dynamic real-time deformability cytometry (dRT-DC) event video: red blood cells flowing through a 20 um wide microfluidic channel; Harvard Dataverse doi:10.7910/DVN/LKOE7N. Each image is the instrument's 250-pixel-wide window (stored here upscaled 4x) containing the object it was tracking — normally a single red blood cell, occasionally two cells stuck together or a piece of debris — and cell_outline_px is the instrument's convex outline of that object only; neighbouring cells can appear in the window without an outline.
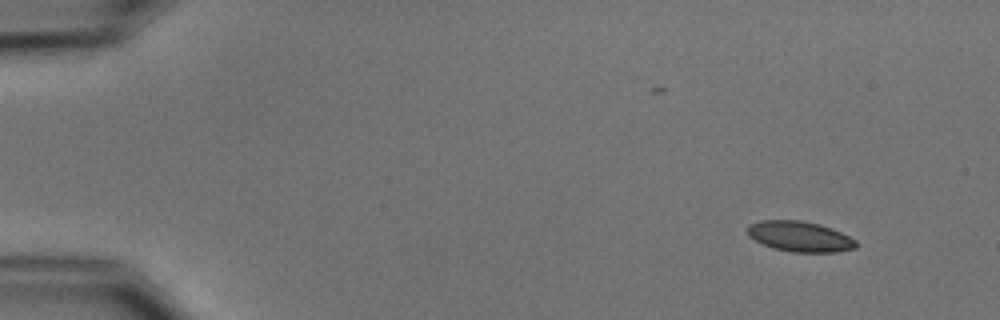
{"species": "common noctule bat (a hibernating species)", "species_latin": "Nyctalus noctula", "temperature_condition": "cold", "stored_images_in_passage": 5, "camera_frame_rate_fps": 3000, "um_per_image_px": 0.085, "animal": {"sex": "male", "body_mass_g": 15.6}, "frame": {"image": 1, "passage_image": 1, "time_ms": 0.0, "image_size_px": [1000, 320], "cell_outline_px": [[856, 248], [836, 252], [792, 252], [772, 248], [748, 236], [748, 224], [760, 220], [800, 220], [820, 224], [832, 228], [856, 240]], "centroid_in_image_um": [67.98, 20.09], "position_along_channel_um": 17.0, "area_um2": 19.25}}
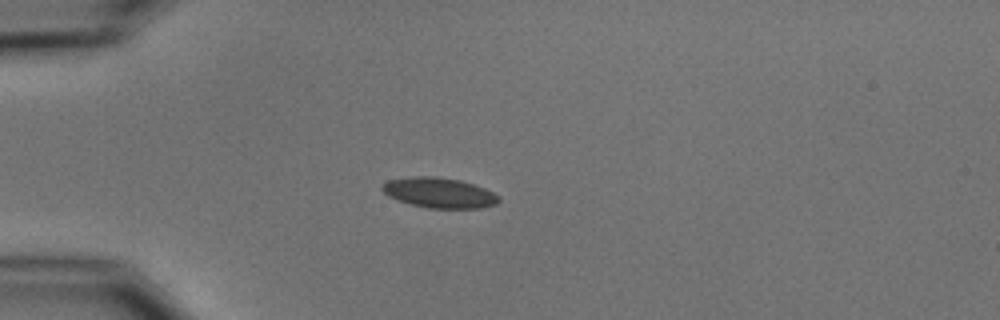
{"frame": {"image": 2, "passage_image": 4, "time_ms": 3.333, "image_size_px": [1000, 320], "cell_outline_px": [[500, 200], [496, 204], [480, 208], [428, 208], [412, 204], [388, 196], [380, 188], [388, 180], [412, 176], [436, 176], [460, 180], [484, 188], [500, 196]], "centroid_in_image_um": [37.34, 16.38], "position_along_channel_um": 47.7, "area_um2": 20.4}}